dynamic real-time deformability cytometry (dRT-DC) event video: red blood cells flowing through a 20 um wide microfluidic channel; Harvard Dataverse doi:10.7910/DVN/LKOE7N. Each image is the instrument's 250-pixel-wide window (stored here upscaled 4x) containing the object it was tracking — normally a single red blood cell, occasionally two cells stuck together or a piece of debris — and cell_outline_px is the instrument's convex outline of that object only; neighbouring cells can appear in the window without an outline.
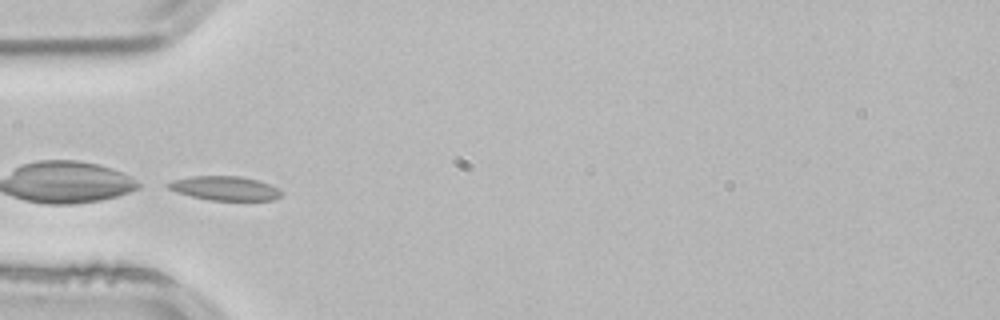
{"species": "common noctule bat (a hibernating species)", "species_latin": "Nyctalus noctula", "temperature_condition": "room temperature", "stored_images_in_passage": 3, "camera_frame_rate_fps": 3000, "um_per_image_px": 0.085, "animal": {"sex": "male", "body_mass_g": 21.5, "forearm_length_mm": 52.0}, "frame": {"image": 1, "passage_image": 3, "time_ms": 0.667, "image_size_px": [1000, 320], "cell_outline_px": [[284, 192], [280, 196], [272, 200], [208, 200], [176, 192], [168, 188], [164, 184], [172, 180], [192, 176], [240, 176], [256, 180], [280, 188]], "centroid_in_image_um": [19.1, 16.0], "position_along_channel_um": 65.9, "area_um2": 15.95}}